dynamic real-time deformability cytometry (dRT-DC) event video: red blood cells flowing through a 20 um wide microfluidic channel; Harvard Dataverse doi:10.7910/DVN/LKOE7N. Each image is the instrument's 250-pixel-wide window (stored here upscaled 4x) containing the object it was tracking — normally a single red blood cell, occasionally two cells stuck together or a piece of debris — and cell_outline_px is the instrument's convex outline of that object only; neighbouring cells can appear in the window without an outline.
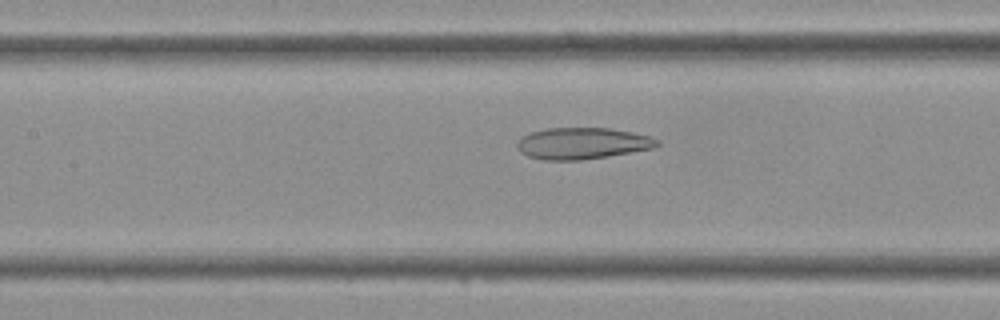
{"species": "Egyptian fruit bat (a non-hibernating species)", "species_latin": "Rousettus aegyptiacus", "temperature_condition": "cold", "stored_images_in_passage": 41, "camera_frame_rate_fps": 3000, "um_per_image_px": 0.085, "frame": {"image": 1, "passage_image": 18, "time_ms": 5.667, "image_size_px": [1000, 320], "cell_outline_px": [[660, 144], [656, 148], [608, 156], [580, 160], [544, 160], [528, 156], [520, 152], [516, 144], [516, 140], [532, 132], [548, 128], [608, 128], [632, 132], [652, 136], [660, 140]], "centroid_in_image_um": [49.54, 12.19], "position_along_channel_um": 157.9, "area_um2": 25.84}}
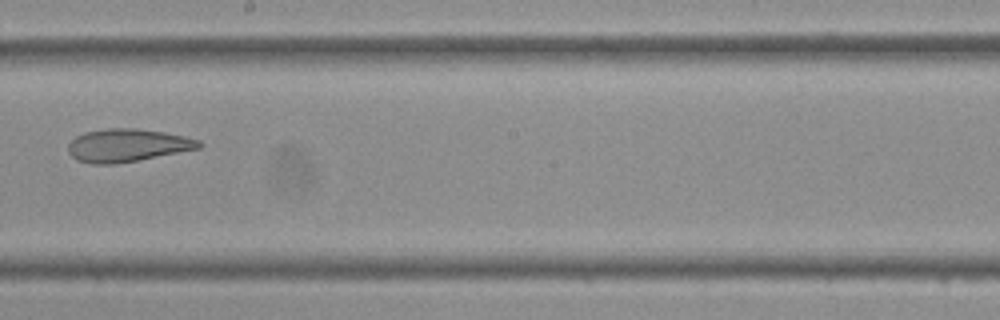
{"frame": {"image": 2, "passage_image": 23, "time_ms": 7.333, "image_size_px": [1000, 320], "cell_outline_px": [[204, 144], [200, 148], [116, 164], [92, 164], [76, 160], [68, 152], [68, 144], [76, 136], [84, 132], [108, 128], [136, 128], [164, 132], [184, 136], [200, 140]], "centroid_in_image_um": [10.81, 12.35], "position_along_channel_um": 237.4, "area_um2": 25.09}}
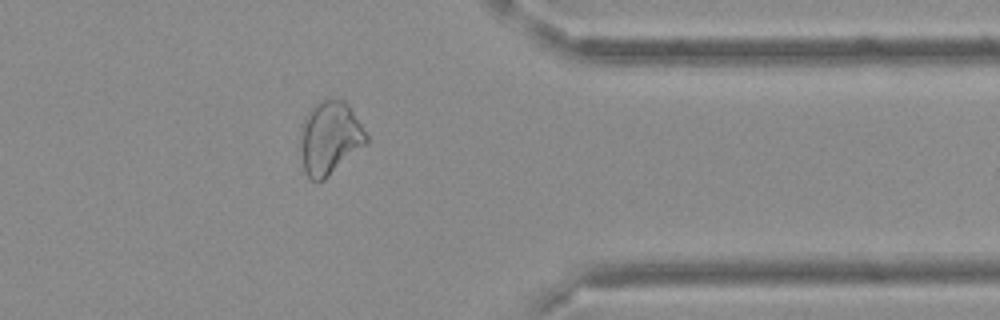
{"frame": {"image": 3, "passage_image": 33, "time_ms": 10.667, "image_size_px": [1000, 320], "cell_outline_px": [[368, 144], [324, 180], [312, 180], [304, 172], [300, 152], [300, 128], [308, 112], [320, 100], [344, 100], [348, 104], [368, 136]], "centroid_in_image_um": [28.03, 11.75], "position_along_channel_um": 383.4, "area_um2": 28.21}}